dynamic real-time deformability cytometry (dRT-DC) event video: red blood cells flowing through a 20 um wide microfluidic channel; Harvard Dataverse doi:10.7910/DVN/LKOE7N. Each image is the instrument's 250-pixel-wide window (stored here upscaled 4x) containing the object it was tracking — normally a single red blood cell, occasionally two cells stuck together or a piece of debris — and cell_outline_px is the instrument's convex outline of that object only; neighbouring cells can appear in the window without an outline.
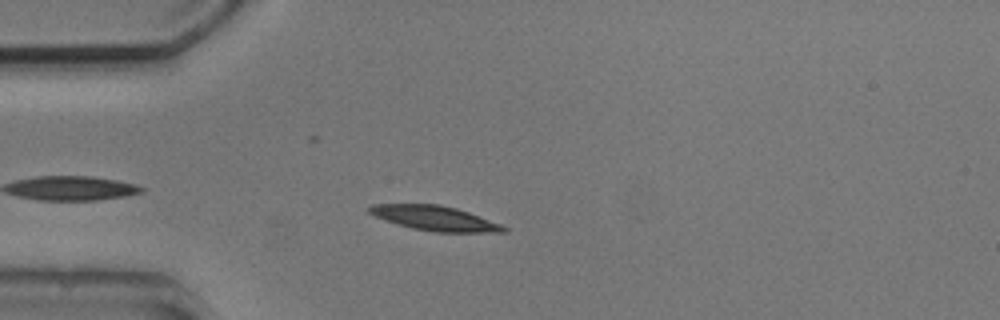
{"species": "common noctule bat (a hibernating species)", "species_latin": "Nyctalus noctula", "temperature_condition": "cold", "stored_images_in_passage": 3, "camera_frame_rate_fps": 3000, "um_per_image_px": 0.085, "animal": {"sex": "male", "body_mass_g": 20.5, "forearm_length_mm": 52.5}, "frame": {"image": 1, "passage_image": 3, "time_ms": 2.667, "image_size_px": [1000, 320], "cell_outline_px": [[508, 232], [436, 232], [412, 228], [396, 224], [384, 220], [368, 212], [364, 208], [372, 204], [440, 204], [456, 208], [468, 212], [500, 224], [508, 228]], "centroid_in_image_um": [36.91, 18.54], "position_along_channel_um": 48.1, "area_um2": 19.36}}